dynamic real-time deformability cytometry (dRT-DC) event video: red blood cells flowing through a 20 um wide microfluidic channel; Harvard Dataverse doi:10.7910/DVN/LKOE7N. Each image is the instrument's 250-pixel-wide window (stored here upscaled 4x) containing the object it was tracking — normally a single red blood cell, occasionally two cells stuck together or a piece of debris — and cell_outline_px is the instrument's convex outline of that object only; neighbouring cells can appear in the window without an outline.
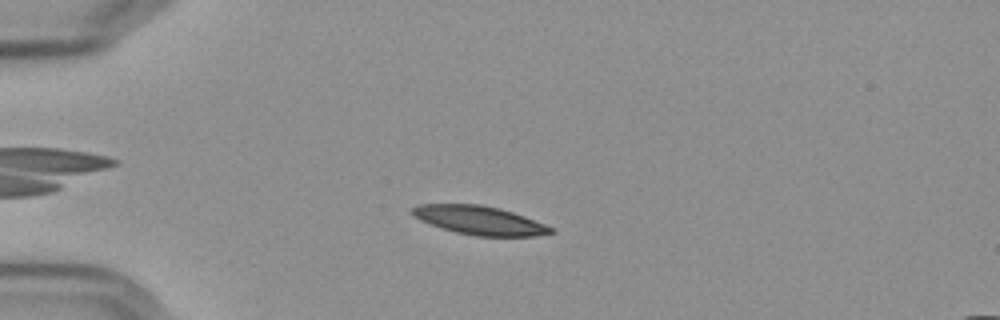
{"species": "Egyptian fruit bat (a non-hibernating species)", "species_latin": "Rousettus aegyptiacus", "temperature_condition": "cold", "stored_images_in_passage": 54, "camera_frame_rate_fps": 3000, "um_per_image_px": 0.085, "frame": {"image": 1, "passage_image": 12, "time_ms": 3.667, "image_size_px": [1000, 320], "cell_outline_px": [[556, 232], [536, 236], [476, 236], [456, 232], [440, 228], [420, 220], [412, 212], [412, 208], [420, 204], [480, 204], [500, 208], [524, 216], [544, 224], [552, 228]], "centroid_in_image_um": [40.77, 18.73], "position_along_channel_um": 44.2, "area_um2": 23.0}}
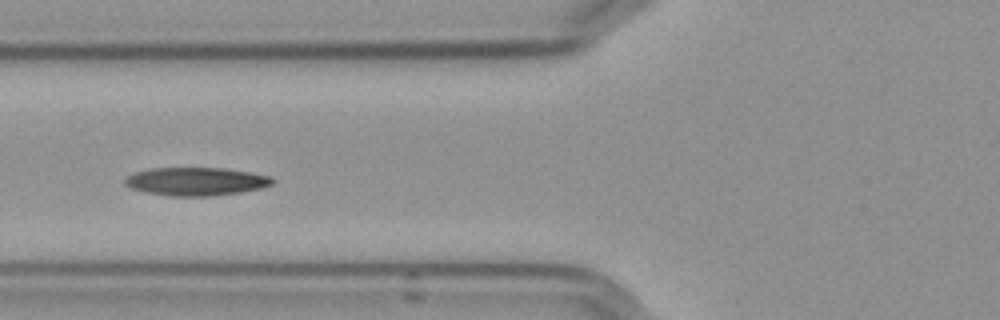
{"frame": {"image": 2, "passage_image": 20, "time_ms": 6.333, "image_size_px": [1000, 320], "cell_outline_px": [[276, 180], [272, 184], [260, 188], [240, 192], [212, 196], [168, 196], [148, 192], [132, 188], [124, 184], [124, 180], [128, 176], [136, 172], [148, 168], [224, 168], [272, 176]], "centroid_in_image_um": [16.68, 15.42], "position_along_channel_um": 109.1, "area_um2": 24.16}}
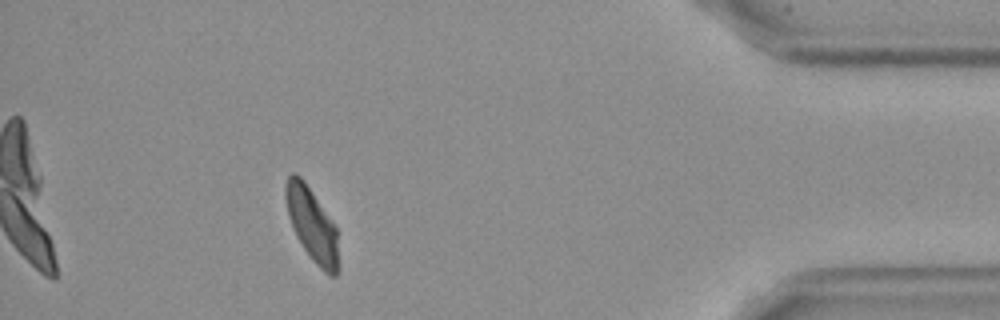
{"frame": {"image": 3, "passage_image": 49, "time_ms": 16.0, "image_size_px": [1000, 320], "cell_outline_px": [[336, 276], [328, 276], [312, 260], [296, 236], [288, 216], [284, 196], [284, 188], [288, 176], [292, 172], [296, 172], [304, 180], [336, 228]], "centroid_in_image_um": [26.44, 19.03], "position_along_channel_um": 408.8, "area_um2": 22.02}, "authors_computed_cell_mechanics": {"area_um2": 23.4957, "velocity_mm_per_s": 3.5684, "shape_relaxation_time_tau1_ms": 8.6203, "shape_relaxation_time_tau2_ms": null, "deformation_change_tau1": 0.2002, "deformation_change_tau2": null}}